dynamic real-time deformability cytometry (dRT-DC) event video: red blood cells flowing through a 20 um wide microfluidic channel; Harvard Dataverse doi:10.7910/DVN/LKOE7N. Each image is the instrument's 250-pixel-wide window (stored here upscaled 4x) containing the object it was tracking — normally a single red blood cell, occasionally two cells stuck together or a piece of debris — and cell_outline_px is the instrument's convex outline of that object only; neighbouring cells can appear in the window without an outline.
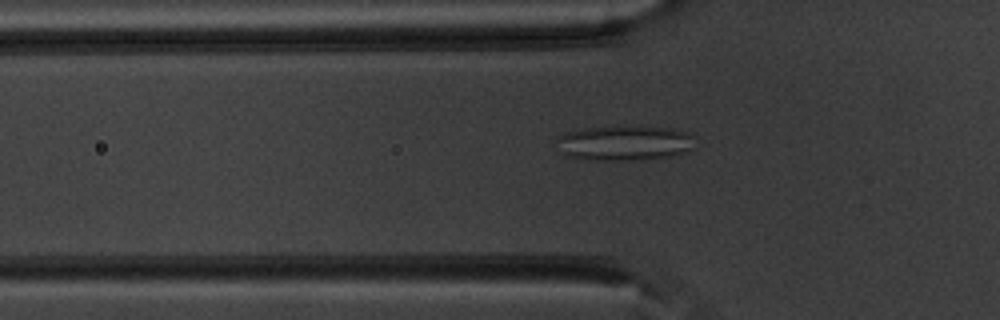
{"species": "common noctule bat (a hibernating species)", "species_latin": "Nyctalus noctula", "temperature_condition": "warm", "stored_images_in_passage": 53, "camera_frame_rate_fps": 3000, "um_per_image_px": 0.085, "animal": {"sex": "male", "body_mass_g": 20.1, "forearm_length_mm": 53.5}, "frame": {"image": 1, "passage_image": 18, "time_ms": 5.667, "image_size_px": [1000, 320], "cell_outline_px": [[696, 148], [688, 152], [676, 156], [640, 160], [596, 160], [572, 156], [564, 152], [556, 140], [556, 136], [564, 132], [584, 128], [668, 128], [692, 132]], "centroid_in_image_um": [53.2, 12.18], "position_along_channel_um": 72.6, "area_um2": 27.92}}
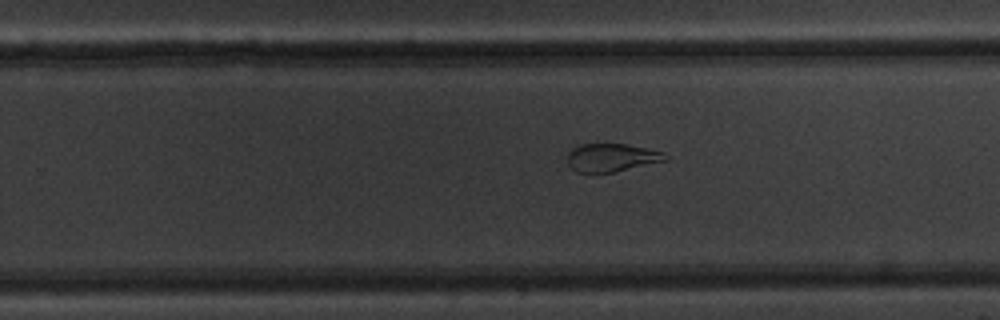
{"frame": {"image": 2, "passage_image": 34, "time_ms": 11.0, "image_size_px": [1000, 320], "cell_outline_px": [[668, 160], [616, 172], [576, 172], [568, 164], [568, 152], [572, 148], [580, 144], [628, 144], [648, 148], [664, 152], [668, 156]], "centroid_in_image_um": [52.02, 13.39], "position_along_channel_um": 277.8, "area_um2": 16.18}}
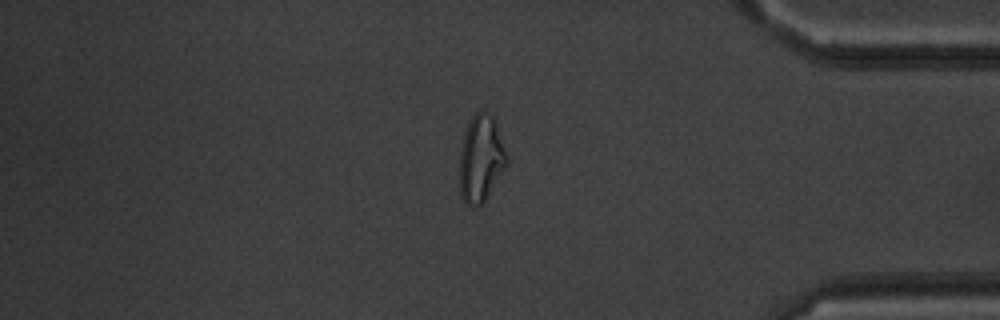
{"frame": {"image": 3, "passage_image": 45, "time_ms": 14.667, "image_size_px": [1000, 320], "cell_outline_px": [[508, 164], [484, 204], [476, 208], [472, 208], [460, 196], [460, 148], [464, 132], [472, 116], [476, 112], [484, 108], [492, 116], [496, 124], [508, 156]], "centroid_in_image_um": [40.89, 13.51], "position_along_channel_um": 394.3, "area_um2": 24.39}, "authors_computed_cell_mechanics": {"area_um2": 25.0274, "velocity_mm_per_s": 3.8257, "shape_relaxation_time_tau1_ms": null, "shape_relaxation_time_tau2_ms": 1.3743, "deformation_change_tau1": null, "deformation_change_tau2": 0.0869}}